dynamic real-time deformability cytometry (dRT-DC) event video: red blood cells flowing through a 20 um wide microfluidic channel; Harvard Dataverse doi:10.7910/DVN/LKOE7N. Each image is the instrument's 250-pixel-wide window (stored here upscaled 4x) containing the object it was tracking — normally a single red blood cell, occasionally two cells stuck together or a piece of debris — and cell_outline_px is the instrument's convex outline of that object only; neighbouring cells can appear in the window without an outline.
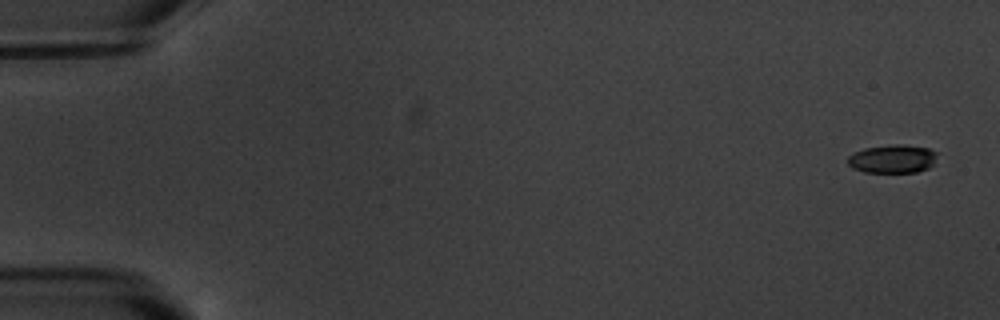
{"species": "common noctule bat (a hibernating species)", "species_latin": "Nyctalus noctula", "temperature_condition": "warm", "stored_images_in_passage": 5, "camera_frame_rate_fps": 3000, "um_per_image_px": 0.085, "animal": {"sex": "male", "body_mass_g": 20.1, "forearm_length_mm": 53.5}, "frame": {"image": 1, "passage_image": 1, "time_ms": 0.0, "image_size_px": [1000, 320], "cell_outline_px": [[940, 152], [936, 164], [928, 168], [916, 172], [864, 172], [852, 168], [848, 164], [848, 156], [852, 152], [864, 148], [896, 144], [904, 144], [928, 148]], "centroid_in_image_um": [75.93, 13.49], "position_along_channel_um": 9.1, "area_um2": 15.2}}
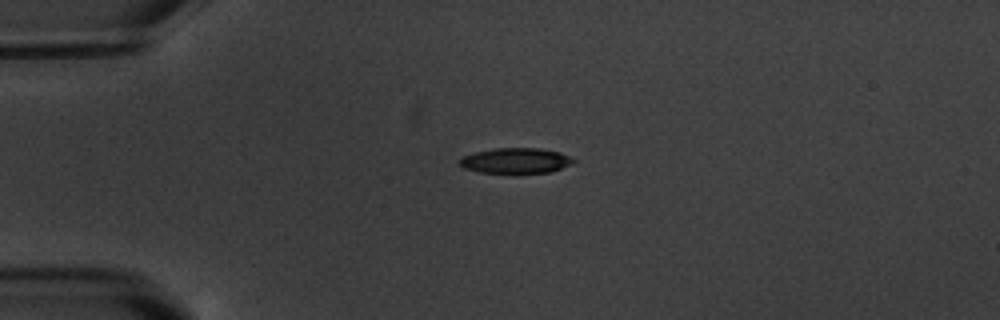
{"frame": {"image": 2, "passage_image": 4, "time_ms": 4.333, "image_size_px": [1000, 320], "cell_outline_px": [[576, 160], [572, 164], [552, 172], [480, 172], [464, 168], [456, 164], [464, 156], [476, 152], [492, 148], [540, 148], [560, 152]], "centroid_in_image_um": [43.84, 13.64], "position_along_channel_um": 41.2, "area_um2": 16.7}}